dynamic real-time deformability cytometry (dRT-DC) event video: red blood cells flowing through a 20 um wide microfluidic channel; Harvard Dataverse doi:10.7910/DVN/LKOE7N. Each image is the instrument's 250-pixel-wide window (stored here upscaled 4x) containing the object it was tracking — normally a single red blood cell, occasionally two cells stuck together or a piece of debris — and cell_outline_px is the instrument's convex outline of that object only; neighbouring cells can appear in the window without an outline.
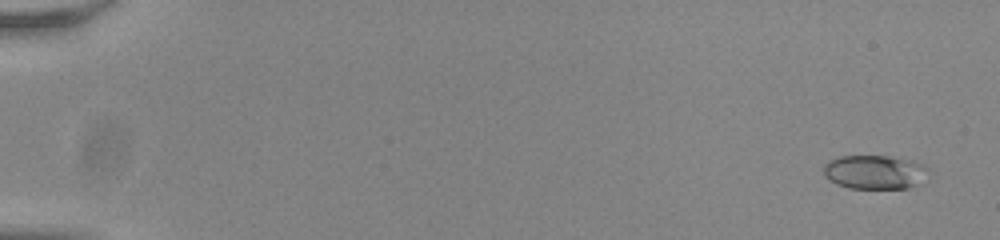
{"species": "common noctule bat (a hibernating species)", "species_latin": "Nyctalus noctula", "temperature_condition": "room temperature", "stored_images_in_passage": 54, "camera_frame_rate_fps": 3000, "um_per_image_px": 0.085, "animal": {"sex": "male", "body_mass_g": 20.0, "forearm_length_mm": 53.3}, "frame": {"image": 1, "passage_image": 1, "time_ms": 0.0, "image_size_px": [1000, 240], "cell_outline_px": [[928, 168], [924, 184], [908, 188], [848, 188], [836, 184], [828, 180], [824, 176], [824, 164], [828, 160], [840, 156], [888, 156], [916, 160], [924, 164]], "centroid_in_image_um": [74.39, 14.63], "position_along_channel_um": 10.6, "area_um2": 21.27}}
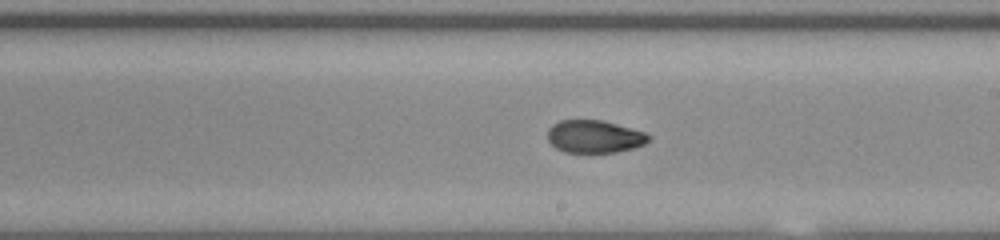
{"frame": {"image": 2, "passage_image": 32, "time_ms": 10.333, "image_size_px": [1000, 240], "cell_outline_px": [[652, 136], [644, 144], [632, 148], [616, 152], [564, 152], [556, 148], [548, 140], [548, 128], [552, 124], [560, 120], [600, 120], [616, 124], [644, 132]], "centroid_in_image_um": [50.5, 11.6], "position_along_channel_um": 238.5, "area_um2": 19.07}}
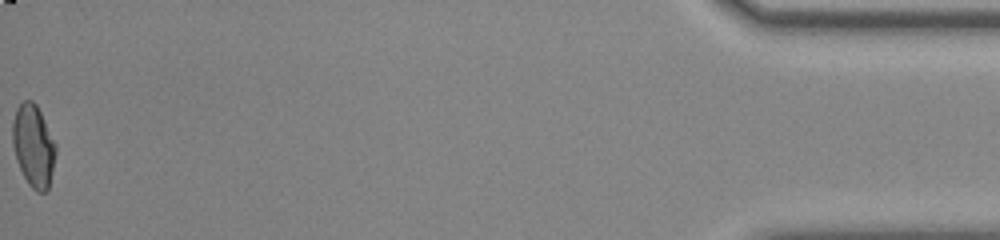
{"frame": {"image": 3, "passage_image": 54, "time_ms": 17.667, "image_size_px": [1000, 240], "cell_outline_px": [[56, 152], [52, 172], [48, 188], [44, 192], [36, 192], [28, 184], [16, 160], [12, 144], [12, 124], [16, 108], [24, 100], [32, 100], [36, 104], [56, 144]], "centroid_in_image_um": [2.83, 12.39], "position_along_channel_um": 432.4, "area_um2": 20.63}, "authors_computed_cell_mechanics": {"area_um2": 19.9988, "velocity_mm_per_s": 3.8441, "shape_relaxation_time_tau1_ms": null, "shape_relaxation_time_tau2_ms": 1.6842, "deformation_change_tau1": null, "deformation_change_tau2": 0.0526}}